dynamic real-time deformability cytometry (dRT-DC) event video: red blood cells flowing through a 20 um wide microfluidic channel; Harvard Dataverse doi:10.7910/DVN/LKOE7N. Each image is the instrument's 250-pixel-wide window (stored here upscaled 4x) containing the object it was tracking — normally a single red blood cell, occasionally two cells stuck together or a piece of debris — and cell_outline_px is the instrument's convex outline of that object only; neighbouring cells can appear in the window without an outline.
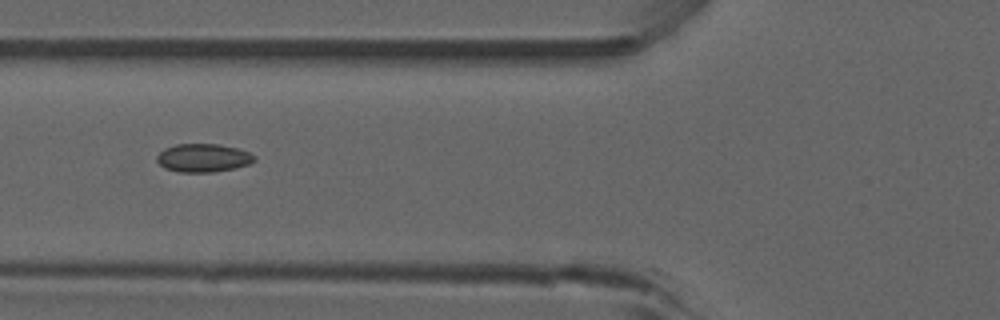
{"species": "common noctule bat (a hibernating species)", "species_latin": "Nyctalus noctula", "temperature_condition": "room temperature", "stored_images_in_passage": 36, "camera_frame_rate_fps": 3000, "um_per_image_px": 0.085, "animal": {"sex": "male", "forearm_length_mm": 52.5}, "frame": {"image": 1, "passage_image": 3, "time_ms": 0.667, "image_size_px": [1000, 320], "cell_outline_px": [[256, 160], [248, 164], [236, 168], [212, 172], [180, 172], [164, 168], [156, 160], [156, 156], [164, 148], [176, 144], [220, 144], [240, 148], [256, 156]], "centroid_in_image_um": [17.28, 13.41], "position_along_channel_um": 108.5, "area_um2": 16.24}, "authors_computed_cell_mechanics": {"area_um2": 15.2592, "velocity_mm_per_s": 3.8979, "shape_relaxation_time_tau1_ms": null, "shape_relaxation_time_tau2_ms": 2.6699, "deformation_change_tau1": null, "deformation_change_tau2": 0.0549}}